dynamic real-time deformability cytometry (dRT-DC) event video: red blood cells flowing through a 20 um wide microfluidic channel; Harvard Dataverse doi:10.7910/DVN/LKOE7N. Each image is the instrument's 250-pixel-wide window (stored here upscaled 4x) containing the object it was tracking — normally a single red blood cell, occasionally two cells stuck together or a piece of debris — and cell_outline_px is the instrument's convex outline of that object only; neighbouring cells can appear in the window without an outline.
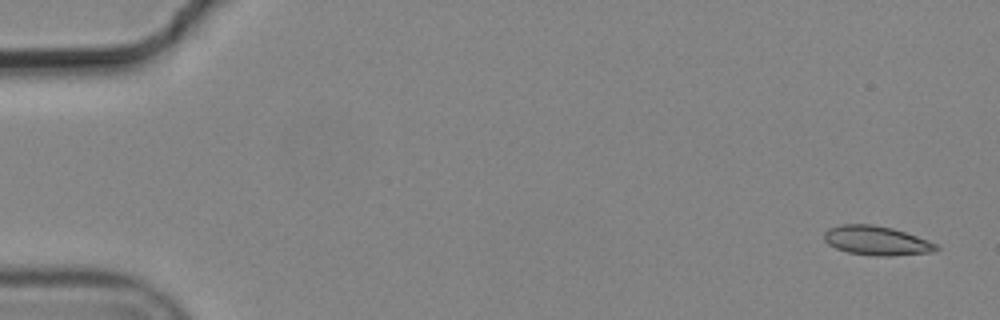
{"species": "common noctule bat (a hibernating species)", "species_latin": "Nyctalus noctula", "temperature_condition": "cold", "stored_images_in_passage": 5, "camera_frame_rate_fps": 3000, "um_per_image_px": 0.085, "animal": {"sex": "male", "body_mass_g": 19.2, "forearm_length_mm": 51.8}, "frame": {"image": 1, "passage_image": 1, "time_ms": 0.0, "image_size_px": [1000, 320], "cell_outline_px": [[940, 248], [932, 252], [888, 256], [876, 256], [848, 252], [836, 248], [828, 244], [824, 240], [824, 232], [828, 228], [840, 224], [872, 224], [892, 228], [928, 240], [936, 244]], "centroid_in_image_um": [74.47, 20.45], "position_along_channel_um": 10.5, "area_um2": 19.02}}